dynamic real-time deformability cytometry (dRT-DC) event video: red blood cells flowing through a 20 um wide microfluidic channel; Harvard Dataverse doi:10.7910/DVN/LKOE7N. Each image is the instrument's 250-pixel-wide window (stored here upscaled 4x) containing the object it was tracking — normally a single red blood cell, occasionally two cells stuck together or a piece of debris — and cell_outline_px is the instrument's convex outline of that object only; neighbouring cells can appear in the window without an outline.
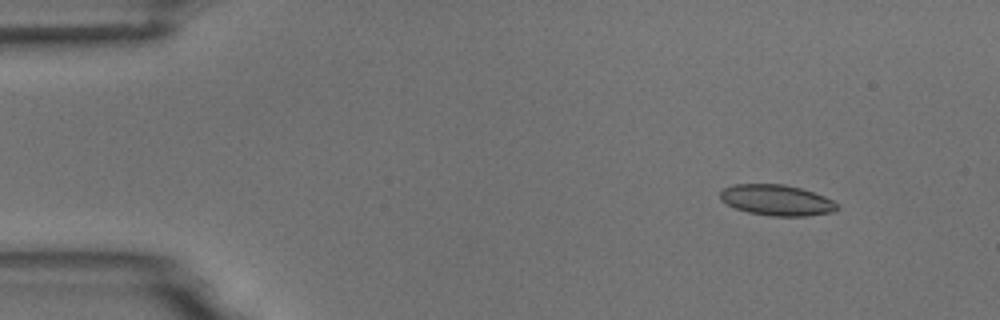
{"species": "common noctule bat (a hibernating species)", "species_latin": "Nyctalus noctula", "temperature_condition": "room temperature", "stored_images_in_passage": 5, "camera_frame_rate_fps": 3000, "um_per_image_px": 0.085, "animal": {"sex": "male", "body_mass_g": 18.8}, "frame": {"image": 1, "passage_image": 2, "time_ms": 1.0, "image_size_px": [1000, 320], "cell_outline_px": [[840, 208], [832, 212], [808, 216], [772, 216], [748, 212], [736, 208], [720, 200], [720, 192], [724, 188], [732, 184], [784, 184], [800, 188], [824, 196], [840, 204]], "centroid_in_image_um": [66.04, 17.01], "position_along_channel_um": 19.0, "area_um2": 21.04}}
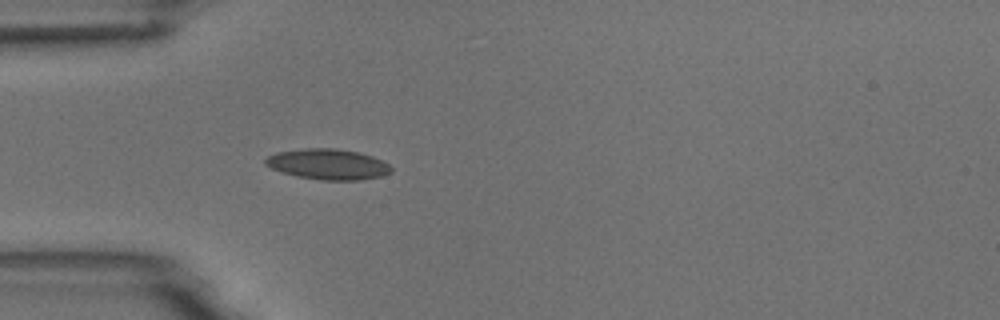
{"frame": {"image": 2, "passage_image": 5, "time_ms": 4.333, "image_size_px": [1000, 320], "cell_outline_px": [[392, 172], [380, 176], [360, 180], [320, 180], [296, 176], [280, 172], [264, 164], [264, 160], [268, 156], [276, 152], [304, 148], [336, 148], [360, 152], [372, 156], [388, 164], [392, 168]], "centroid_in_image_um": [27.85, 13.96], "position_along_channel_um": 57.1, "area_um2": 22.54}}